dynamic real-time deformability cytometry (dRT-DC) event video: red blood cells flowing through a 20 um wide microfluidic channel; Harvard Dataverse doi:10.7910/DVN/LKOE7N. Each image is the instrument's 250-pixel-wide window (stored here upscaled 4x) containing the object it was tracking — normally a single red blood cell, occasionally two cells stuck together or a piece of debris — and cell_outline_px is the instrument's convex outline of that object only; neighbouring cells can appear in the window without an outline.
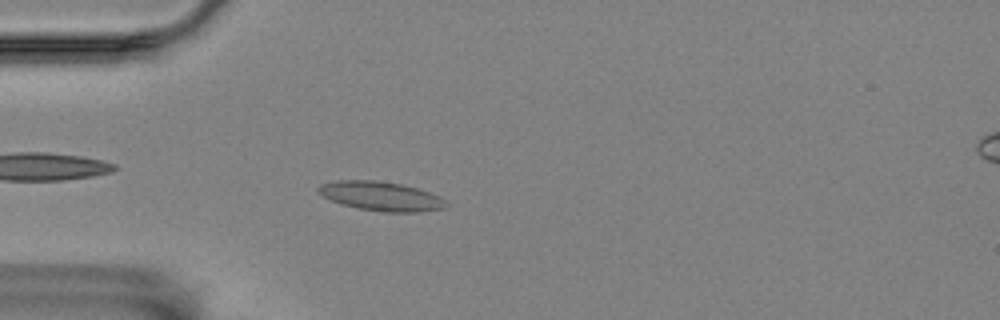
{"species": "Egyptian fruit bat (a non-hibernating species)", "species_latin": "Rousettus aegyptiacus", "temperature_condition": "room temperature", "stored_images_in_passage": 1, "camera_frame_rate_fps": 3000, "um_per_image_px": 0.085, "animal": {"sex": "female"}, "frame": {"image": 1, "passage_image": 1, "time_ms": 0.0, "image_size_px": [1000, 320], "cell_outline_px": [[448, 208], [420, 212], [384, 212], [360, 208], [340, 204], [316, 192], [316, 188], [320, 184], [336, 180], [372, 180], [400, 184], [416, 188], [440, 196], [448, 204]], "centroid_in_image_um": [32.38, 16.68], "position_along_channel_um": 52.6, "area_um2": 21.73}}